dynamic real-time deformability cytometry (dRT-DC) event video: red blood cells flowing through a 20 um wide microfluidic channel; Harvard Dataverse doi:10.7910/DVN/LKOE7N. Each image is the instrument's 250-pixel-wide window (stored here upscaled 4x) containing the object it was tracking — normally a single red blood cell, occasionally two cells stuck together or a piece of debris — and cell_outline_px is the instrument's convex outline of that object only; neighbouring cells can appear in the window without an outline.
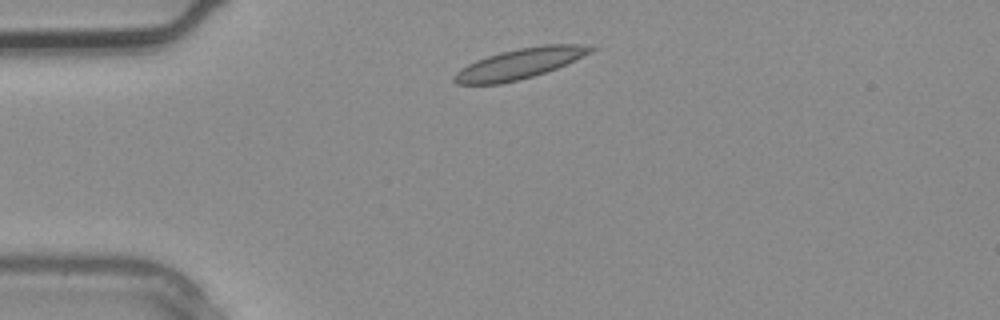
{"species": "common noctule bat (a hibernating species)", "species_latin": "Nyctalus noctula", "temperature_condition": "warm", "stored_images_in_passage": 2, "camera_frame_rate_fps": 3000, "um_per_image_px": 0.085, "animal": {"sex": "male", "body_mass_g": 20.4}, "frame": {"image": 1, "passage_image": 1, "time_ms": 0.0, "image_size_px": [1000, 320], "cell_outline_px": [[596, 48], [556, 68], [532, 76], [500, 84], [456, 84], [452, 80], [452, 76], [460, 68], [476, 60], [500, 52], [520, 48], [544, 44], [592, 44]], "centroid_in_image_um": [44.11, 5.4], "position_along_channel_um": 40.9, "area_um2": 23.76}}